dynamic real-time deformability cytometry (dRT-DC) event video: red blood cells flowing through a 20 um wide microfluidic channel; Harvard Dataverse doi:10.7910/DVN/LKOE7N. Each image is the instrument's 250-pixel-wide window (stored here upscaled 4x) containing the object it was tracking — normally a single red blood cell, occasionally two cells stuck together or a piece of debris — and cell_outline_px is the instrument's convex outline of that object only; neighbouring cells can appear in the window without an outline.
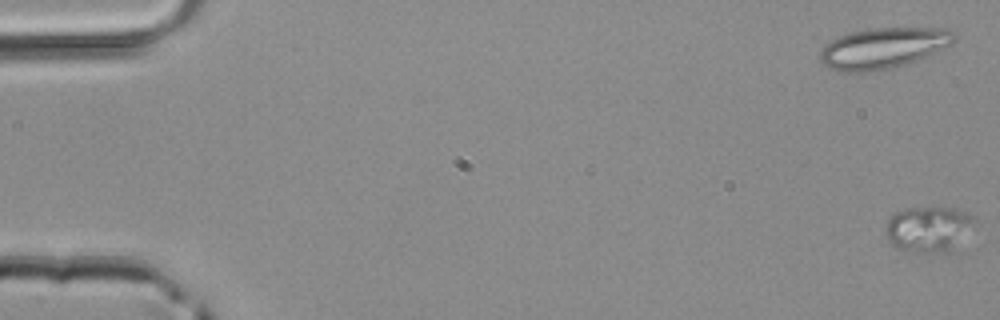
{"species": "common noctule bat (a hibernating species)", "species_latin": "Nyctalus noctula", "temperature_condition": "room temperature", "stored_images_in_passage": 2, "camera_frame_rate_fps": 3000, "um_per_image_px": 0.085, "animal": {"sex": "male", "body_mass_g": 20.4}, "frame": {"image": 1, "passage_image": 2, "time_ms": 0.333, "image_size_px": [1000, 320], "cell_outline_px": [[976, 216], [952, 248], [948, 252], [912, 252], [900, 248], [892, 244], [888, 240], [884, 232], [888, 220], [896, 212], [908, 208], [952, 208], [968, 212]], "centroid_in_image_um": [78.83, 19.45], "position_along_channel_um": 6.2, "area_um2": 22.72}}